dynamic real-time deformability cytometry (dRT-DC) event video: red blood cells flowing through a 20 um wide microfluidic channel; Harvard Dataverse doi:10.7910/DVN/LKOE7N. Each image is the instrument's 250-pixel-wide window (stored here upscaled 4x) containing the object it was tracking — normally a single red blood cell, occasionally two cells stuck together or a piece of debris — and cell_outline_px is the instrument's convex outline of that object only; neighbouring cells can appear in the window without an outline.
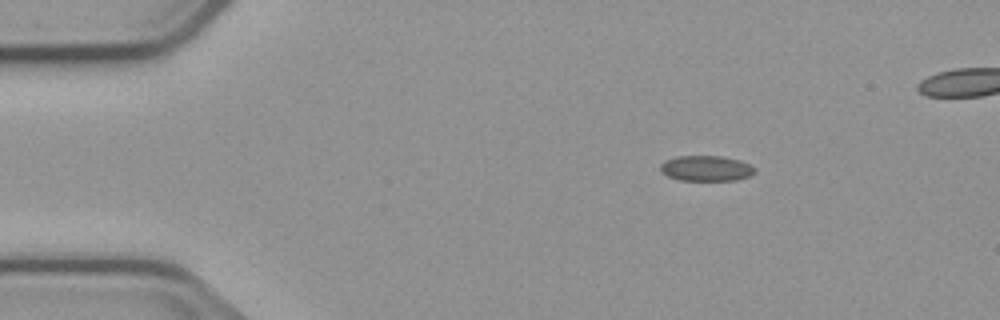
{"species": "common noctule bat (a hibernating species)", "species_latin": "Nyctalus noctula", "temperature_condition": "cold", "stored_images_in_passage": 3, "segment_of_instrument_passage": [2, 2], "camera_frame_rate_fps": 3000, "um_per_image_px": 0.085, "animal": {"sex": "male", "body_mass_g": 23.1, "forearm_length_mm": 52.7}, "frame": {"image": 1, "passage_image": 3, "time_ms": 4.333, "image_size_px": [1000, 320], "cell_outline_px": [[756, 172], [748, 176], [736, 180], [680, 180], [668, 176], [660, 172], [660, 164], [664, 160], [676, 156], [720, 156], [740, 160], [756, 168]], "centroid_in_image_um": [59.99, 14.3], "position_along_channel_um": 25.0, "area_um2": 14.05}}